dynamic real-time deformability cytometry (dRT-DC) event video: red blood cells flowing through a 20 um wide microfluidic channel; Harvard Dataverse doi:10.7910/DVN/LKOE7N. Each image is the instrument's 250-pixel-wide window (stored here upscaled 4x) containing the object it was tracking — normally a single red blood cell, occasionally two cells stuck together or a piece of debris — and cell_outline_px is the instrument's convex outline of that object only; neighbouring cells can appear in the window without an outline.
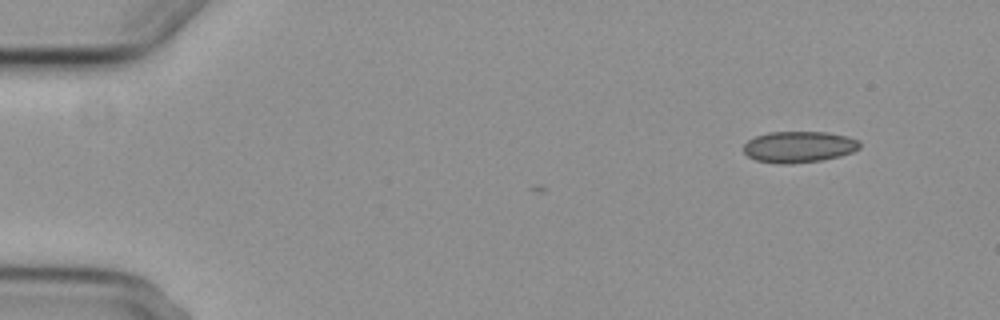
{"species": "common noctule bat (a hibernating species)", "species_latin": "Nyctalus noctula", "temperature_condition": "cold", "stored_images_in_passage": 4, "camera_frame_rate_fps": 3000, "um_per_image_px": 0.085, "animal": {"sex": "female", "body_mass_g": 29.2, "forearm_length_mm": 56.3}, "frame": {"image": 1, "passage_image": 1, "time_ms": 0.0, "image_size_px": [1000, 320], "cell_outline_px": [[860, 148], [852, 152], [840, 156], [820, 160], [792, 164], [780, 164], [756, 160], [748, 156], [744, 152], [744, 144], [748, 140], [756, 136], [768, 132], [828, 132], [848, 136], [860, 140]], "centroid_in_image_um": [67.92, 12.48], "position_along_channel_um": 17.1, "area_um2": 21.27}}